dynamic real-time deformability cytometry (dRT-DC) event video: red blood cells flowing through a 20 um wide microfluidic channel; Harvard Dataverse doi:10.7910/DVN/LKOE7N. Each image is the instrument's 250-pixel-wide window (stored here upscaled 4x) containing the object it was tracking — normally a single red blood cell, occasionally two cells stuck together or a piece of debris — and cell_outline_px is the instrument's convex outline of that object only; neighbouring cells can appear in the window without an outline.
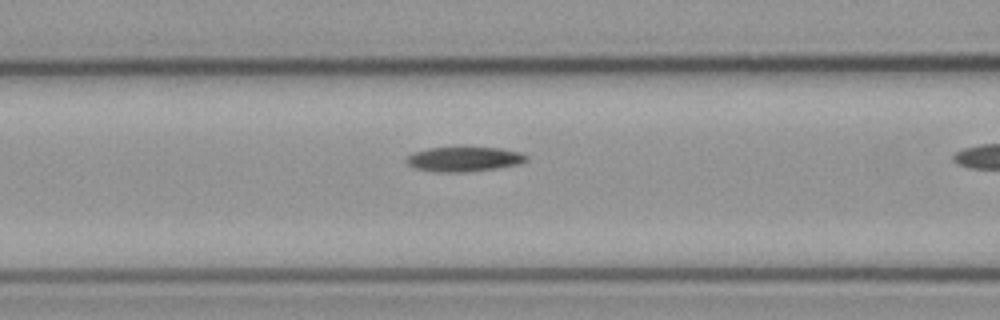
{"species": "common noctule bat (a hibernating species)", "species_latin": "Nyctalus noctula", "temperature_condition": "cold", "stored_images_in_passage": 24, "camera_frame_rate_fps": 3000, "um_per_image_px": 0.085, "animal": {"sex": "male", "body_mass_g": 23.1, "forearm_length_mm": 52.7}, "frame": {"image": 1, "passage_image": 19, "time_ms": 6.0, "image_size_px": [1000, 320], "cell_outline_px": [[528, 160], [520, 164], [496, 168], [468, 172], [432, 172], [416, 168], [408, 164], [404, 160], [412, 152], [428, 148], [500, 148], [520, 152], [528, 156]], "centroid_in_image_um": [39.43, 13.54], "position_along_channel_um": 127.2, "area_um2": 17.28}}
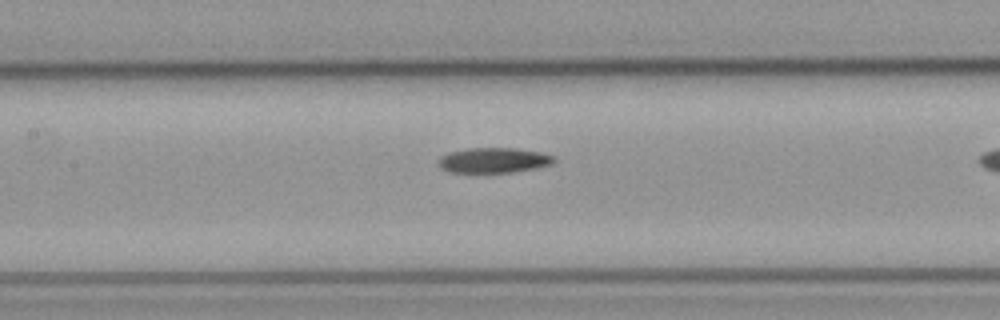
{"frame": {"image": 2, "passage_image": 22, "time_ms": 7.0, "image_size_px": [1000, 320], "cell_outline_px": [[556, 160], [552, 164], [536, 168], [512, 172], [448, 172], [440, 168], [440, 156], [448, 152], [468, 148], [516, 148], [540, 152], [556, 156]], "centroid_in_image_um": [41.99, 13.61], "position_along_channel_um": 165.4, "area_um2": 16.99}}